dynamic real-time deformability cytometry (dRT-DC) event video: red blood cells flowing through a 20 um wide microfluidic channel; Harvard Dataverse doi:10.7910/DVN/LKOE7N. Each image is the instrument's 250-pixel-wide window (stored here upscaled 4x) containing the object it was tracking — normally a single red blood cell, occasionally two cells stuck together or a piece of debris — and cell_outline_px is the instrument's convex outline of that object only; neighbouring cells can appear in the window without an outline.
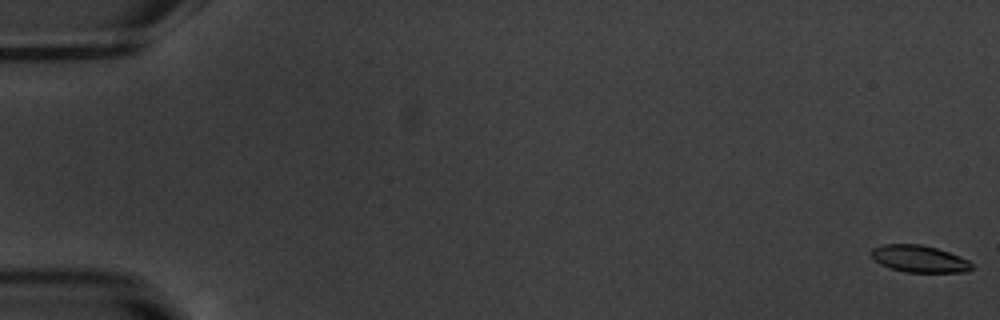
{"species": "common noctule bat (a hibernating species)", "species_latin": "Nyctalus noctula", "temperature_condition": "warm", "stored_images_in_passage": 55, "camera_frame_rate_fps": 3000, "um_per_image_px": 0.085, "animal": {"sex": "male", "body_mass_g": 20.1, "forearm_length_mm": 53.5}, "frame": {"image": 1, "passage_image": 1, "time_ms": 0.0, "image_size_px": [1000, 320], "cell_outline_px": [[972, 268], [968, 272], [908, 272], [888, 268], [880, 264], [872, 256], [872, 248], [884, 244], [920, 244], [936, 248], [960, 256], [968, 260], [972, 264]], "centroid_in_image_um": [78.15, 22.0], "position_along_channel_um": 6.9, "area_um2": 15.72}}
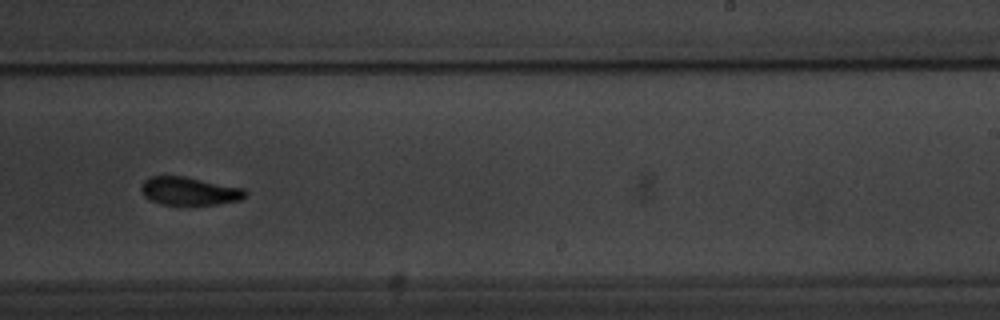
{"frame": {"image": 2, "passage_image": 35, "time_ms": 11.333, "image_size_px": [1000, 320], "cell_outline_px": [[248, 192], [240, 200], [220, 204], [188, 208], [160, 204], [144, 196], [140, 188], [144, 180], [148, 176], [184, 176], [244, 188]], "centroid_in_image_um": [16.09, 16.29], "position_along_channel_um": 272.9, "area_um2": 17.86}}
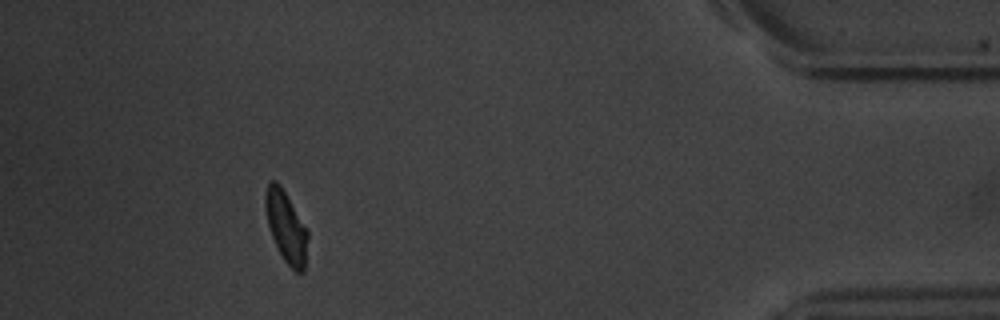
{"frame": {"image": 3, "passage_image": 50, "time_ms": 16.333, "image_size_px": [1000, 320], "cell_outline_px": [[308, 236], [304, 272], [296, 272], [284, 260], [272, 236], [268, 224], [264, 204], [264, 192], [268, 184], [272, 180], [276, 180], [280, 184], [308, 232]], "centroid_in_image_um": [24.3, 19.26], "position_along_channel_um": 410.9, "area_um2": 17.22}, "authors_computed_cell_mechanics": {"area_um2": 17.629, "velocity_mm_per_s": 3.7992, "shape_relaxation_time_tau1_ms": 2.5371, "shape_relaxation_time_tau2_ms": 3.2414, "deformation_change_tau1": 0.12, "deformation_change_tau2": 0.0814}}